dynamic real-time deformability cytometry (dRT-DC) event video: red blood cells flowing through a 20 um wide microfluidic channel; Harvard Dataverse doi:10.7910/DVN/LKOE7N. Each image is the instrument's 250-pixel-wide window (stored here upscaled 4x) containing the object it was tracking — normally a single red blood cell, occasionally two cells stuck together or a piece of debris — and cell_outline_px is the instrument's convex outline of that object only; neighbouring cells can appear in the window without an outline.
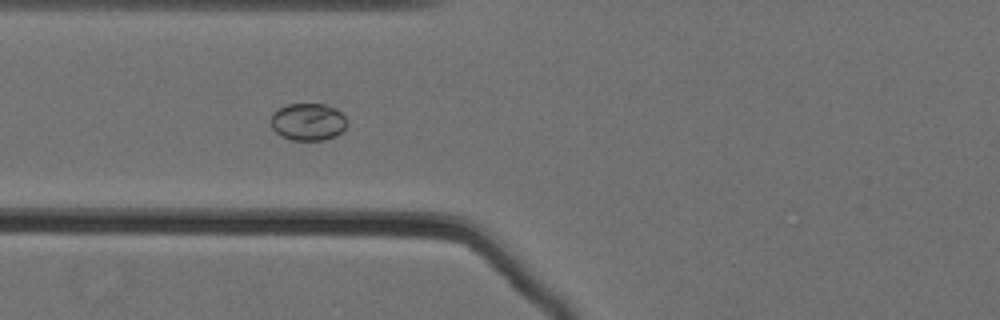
{"species": "Egyptian fruit bat (a non-hibernating species)", "species_latin": "Rousettus aegyptiacus", "temperature_condition": "cold", "stored_images_in_passage": 49, "camera_frame_rate_fps": 3000, "um_per_image_px": 0.085, "animal": {"sex": "female"}, "frame": {"image": 1, "passage_image": 16, "time_ms": 5.0, "image_size_px": [1000, 320], "cell_outline_px": [[348, 124], [336, 136], [324, 140], [292, 140], [280, 136], [272, 128], [272, 112], [288, 104], [324, 104], [340, 112], [344, 116]], "centroid_in_image_um": [26.17, 10.37], "position_along_channel_um": 99.6, "area_um2": 16.42}}
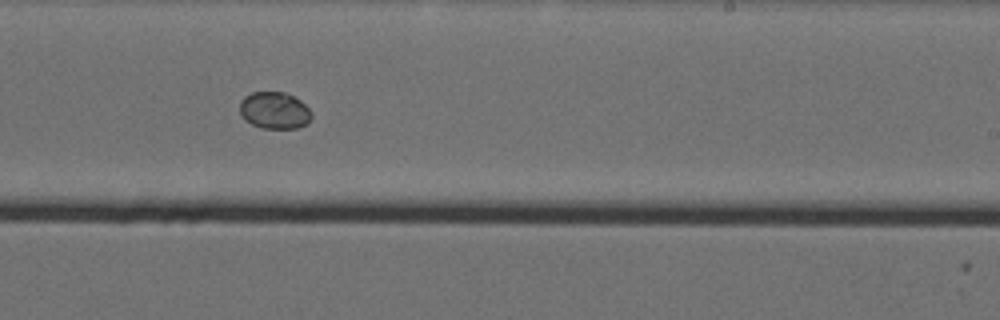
{"frame": {"image": 2, "passage_image": 30, "time_ms": 9.667, "image_size_px": [1000, 320], "cell_outline_px": [[312, 116], [308, 124], [296, 128], [260, 128], [244, 120], [240, 112], [240, 100], [244, 96], [252, 92], [284, 92], [300, 100], [312, 112]], "centroid_in_image_um": [23.32, 9.39], "position_along_channel_um": 265.7, "area_um2": 15.55}}
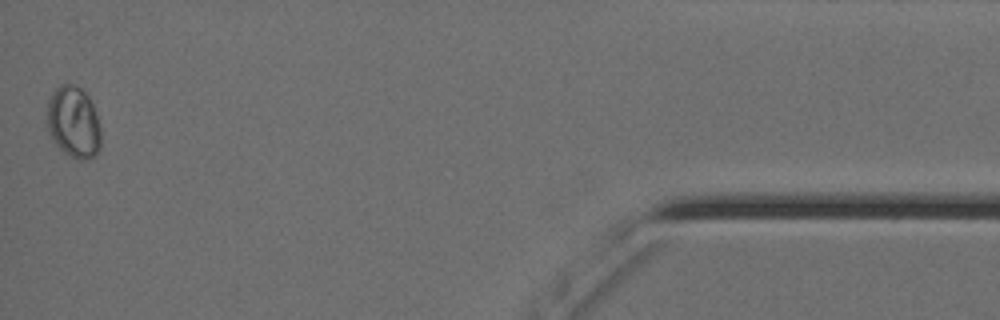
{"frame": {"image": 3, "passage_image": 49, "time_ms": 16.0, "image_size_px": [1000, 320], "cell_outline_px": [[100, 148], [88, 160], [80, 160], [64, 152], [52, 140], [48, 132], [48, 100], [52, 92], [60, 84], [72, 84], [80, 88], [88, 96], [92, 104], [100, 128]], "centroid_in_image_um": [6.24, 10.38], "position_along_channel_um": 429.0, "area_um2": 22.2}}